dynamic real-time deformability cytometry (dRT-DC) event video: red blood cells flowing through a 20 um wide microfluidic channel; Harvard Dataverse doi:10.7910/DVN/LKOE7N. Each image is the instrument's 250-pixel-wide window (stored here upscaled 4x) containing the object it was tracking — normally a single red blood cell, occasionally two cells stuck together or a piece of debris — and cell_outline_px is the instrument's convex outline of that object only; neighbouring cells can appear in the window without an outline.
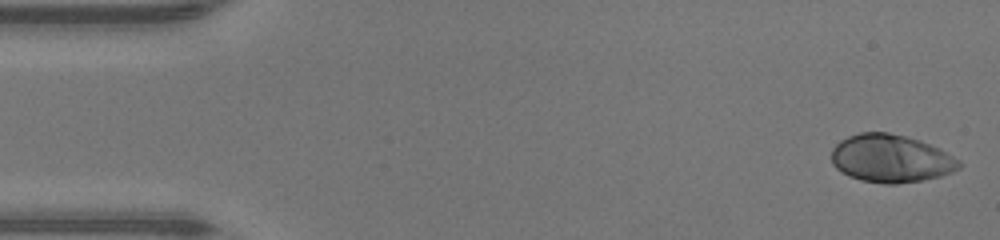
{"species": "human", "species_latin": "Homo sapiens", "temperature_condition": "warm", "stored_images_in_passage": 46, "camera_frame_rate_fps": 3000, "um_per_image_px": 0.085, "donor": {"sex": "male"}, "frame": {"image": 1, "passage_image": 1, "time_ms": 0.0, "image_size_px": [1000, 240], "cell_outline_px": [[960, 168], [952, 172], [940, 176], [920, 180], [896, 184], [884, 184], [860, 180], [848, 176], [836, 168], [832, 164], [832, 148], [840, 140], [848, 136], [860, 132], [888, 132], [904, 136], [928, 144], [960, 160]], "centroid_in_image_um": [75.67, 13.48], "position_along_channel_um": 9.3, "area_um2": 35.32}}
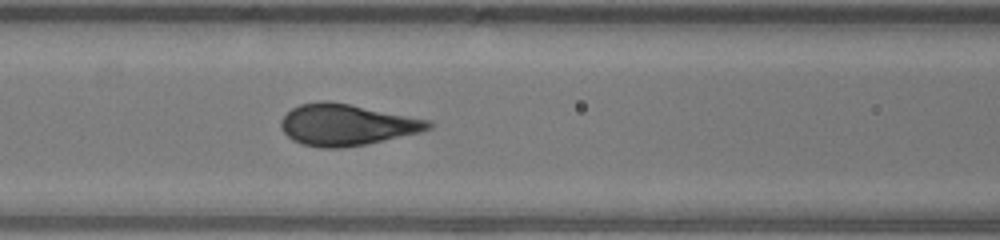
{"frame": {"image": 2, "passage_image": 19, "time_ms": 6.0, "image_size_px": [1000, 240], "cell_outline_px": [[432, 128], [420, 132], [368, 144], [340, 148], [320, 148], [300, 144], [292, 140], [284, 132], [280, 124], [280, 120], [292, 108], [300, 104], [324, 100], [348, 104], [428, 120], [432, 124]], "centroid_in_image_um": [29.42, 10.62], "position_along_channel_um": 137.2, "area_um2": 35.26}}
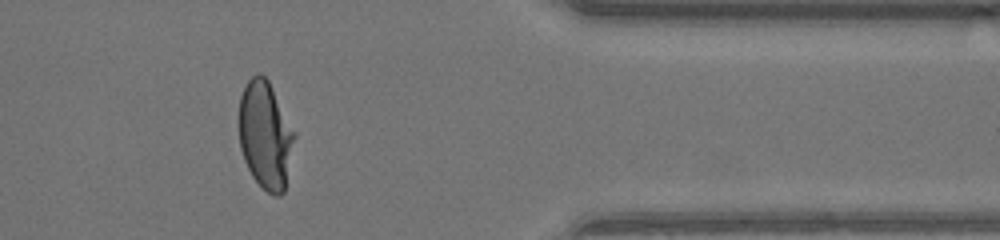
{"frame": {"image": 3, "passage_image": 38, "time_ms": 12.333, "image_size_px": [1000, 240], "cell_outline_px": [[296, 136], [284, 192], [280, 196], [276, 196], [268, 192], [252, 176], [244, 160], [240, 148], [240, 96], [248, 80], [256, 72], [260, 72], [268, 80], [296, 132]], "centroid_in_image_um": [22.58, 11.47], "position_along_channel_um": 388.8, "area_um2": 34.74}, "authors_computed_cell_mechanics": {"area_um2": 35.2291, "velocity_mm_per_s": 4.3592, "shape_relaxation_time_tau1_ms": 3.2144, "shape_relaxation_time_tau2_ms": null, "deformation_change_tau1": 0.2243, "deformation_change_tau2": null}}